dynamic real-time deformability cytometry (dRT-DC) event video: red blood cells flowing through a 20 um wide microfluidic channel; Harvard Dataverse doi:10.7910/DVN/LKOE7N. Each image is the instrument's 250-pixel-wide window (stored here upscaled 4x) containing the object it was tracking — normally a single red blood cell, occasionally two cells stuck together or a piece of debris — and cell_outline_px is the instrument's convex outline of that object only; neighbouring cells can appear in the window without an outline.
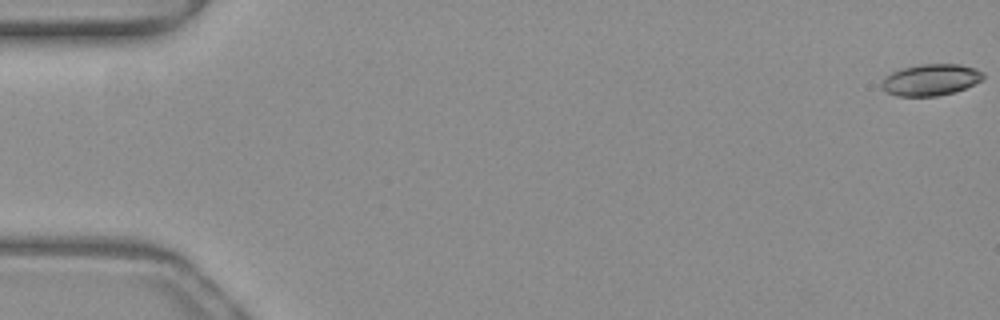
{"species": "common noctule bat (a hibernating species)", "species_latin": "Nyctalus noctula", "temperature_condition": "warm", "stored_images_in_passage": 53, "camera_frame_rate_fps": 3000, "um_per_image_px": 0.085, "animal": {"sex": "female", "body_mass_g": 19.3, "forearm_length_mm": 54.1}, "frame": {"image": 1, "passage_image": 1, "time_ms": 0.0, "image_size_px": [1000, 320], "cell_outline_px": [[984, 76], [980, 80], [964, 88], [952, 92], [936, 96], [896, 96], [880, 88], [880, 80], [884, 76], [900, 68], [920, 64], [960, 64], [976, 68], [984, 72]], "centroid_in_image_um": [79.05, 6.77], "position_along_channel_um": 6.0, "area_um2": 18.73}}
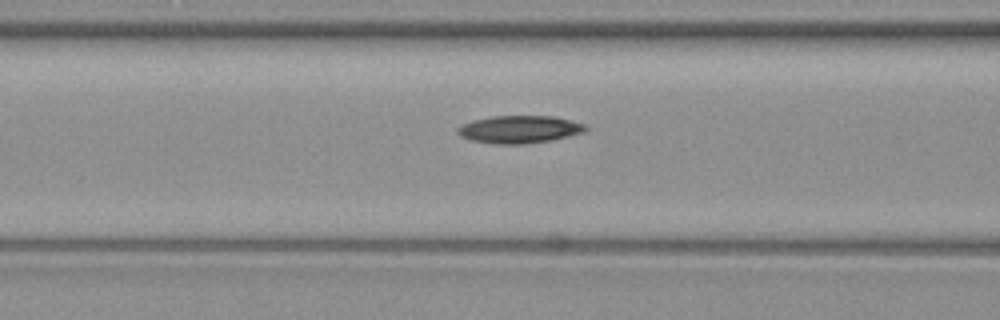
{"frame": {"image": 2, "passage_image": 22, "time_ms": 7.0, "image_size_px": [1000, 320], "cell_outline_px": [[588, 128], [584, 132], [552, 140], [524, 144], [496, 144], [472, 140], [460, 136], [456, 132], [456, 128], [472, 120], [492, 116], [552, 116], [572, 120], [584, 124]], "centroid_in_image_um": [44.14, 10.99], "position_along_channel_um": 122.5, "area_um2": 20.58}}
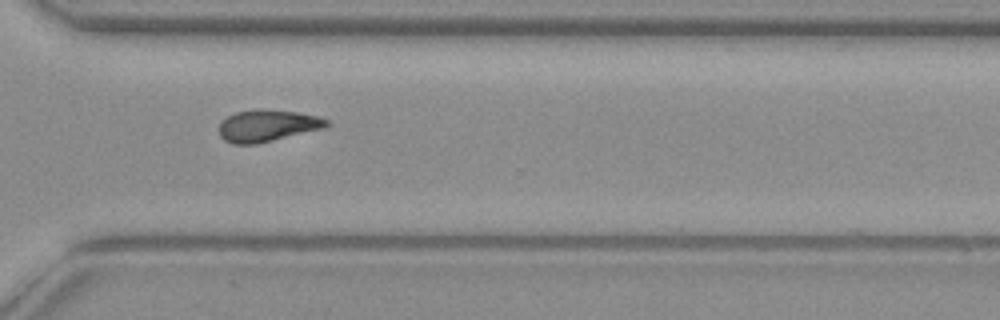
{"frame": {"image": 3, "passage_image": 39, "time_ms": 12.667, "image_size_px": [1000, 320], "cell_outline_px": [[332, 124], [324, 128], [256, 144], [232, 144], [224, 140], [220, 136], [220, 124], [228, 116], [236, 112], [260, 108], [296, 112], [316, 116], [332, 120]], "centroid_in_image_um": [22.76, 10.68], "position_along_channel_um": 347.8, "area_um2": 19.94}, "authors_computed_cell_mechanics": {"area_um2": 19.5364, "velocity_mm_per_s": 3.9799, "shape_relaxation_time_tau1_ms": 10.1078, "shape_relaxation_time_tau2_ms": null, "deformation_change_tau1": 0.199, "deformation_change_tau2": null}}